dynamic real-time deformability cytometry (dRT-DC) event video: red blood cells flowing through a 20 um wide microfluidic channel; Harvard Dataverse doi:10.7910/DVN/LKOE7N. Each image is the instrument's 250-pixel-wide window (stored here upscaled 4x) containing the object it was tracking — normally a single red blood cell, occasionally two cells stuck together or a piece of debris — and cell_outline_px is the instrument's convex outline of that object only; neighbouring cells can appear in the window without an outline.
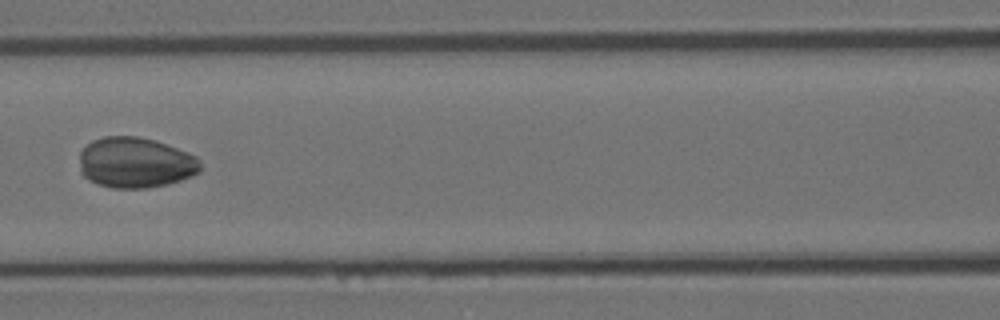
{"species": "Egyptian fruit bat (a non-hibernating species)", "species_latin": "Rousettus aegyptiacus", "temperature_condition": "room temperature", "stored_images_in_passage": 6, "camera_frame_rate_fps": 3000, "um_per_image_px": 0.085, "animal": {"sex": "female"}, "frame": {"image": 1, "passage_image": 6, "time_ms": 1.667, "image_size_px": [1000, 320], "cell_outline_px": [[200, 172], [192, 176], [168, 184], [148, 188], [112, 188], [96, 184], [88, 180], [80, 172], [80, 152], [92, 140], [104, 136], [136, 136], [152, 140], [188, 152], [196, 156], [200, 160]], "centroid_in_image_um": [11.5, 13.84], "position_along_channel_um": 155.1, "area_um2": 35.78}}